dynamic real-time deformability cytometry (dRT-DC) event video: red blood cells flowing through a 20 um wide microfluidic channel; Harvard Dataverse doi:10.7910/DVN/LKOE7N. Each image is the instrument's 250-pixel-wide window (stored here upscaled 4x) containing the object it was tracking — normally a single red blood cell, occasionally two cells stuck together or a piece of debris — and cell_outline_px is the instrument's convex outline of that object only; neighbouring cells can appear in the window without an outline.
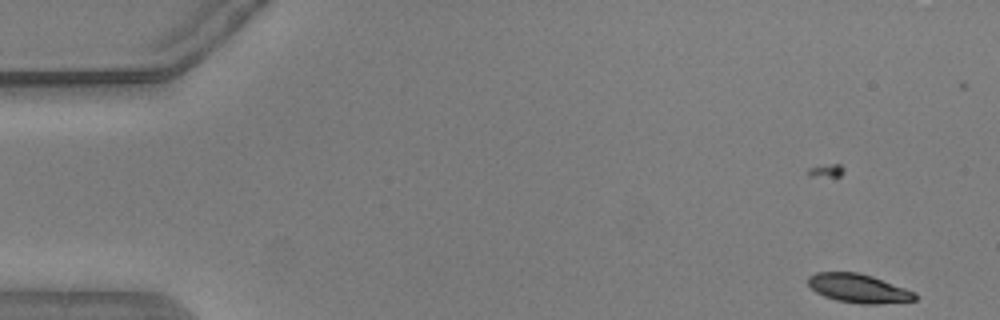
{"species": "common noctule bat (a hibernating species)", "species_latin": "Nyctalus noctula", "temperature_condition": "warm", "stored_images_in_passage": 54, "camera_frame_rate_fps": 3000, "um_per_image_px": 0.085, "animal": {"sex": "male", "body_mass_g": 20.5, "forearm_length_mm": 52.5}, "frame": {"image": 1, "passage_image": 1, "time_ms": 0.0, "image_size_px": [1000, 320], "cell_outline_px": [[916, 300], [876, 304], [860, 304], [836, 300], [824, 296], [816, 292], [808, 284], [808, 276], [816, 272], [856, 272], [872, 276], [916, 292]], "centroid_in_image_um": [72.96, 24.51], "position_along_channel_um": 12.0, "area_um2": 17.86}}
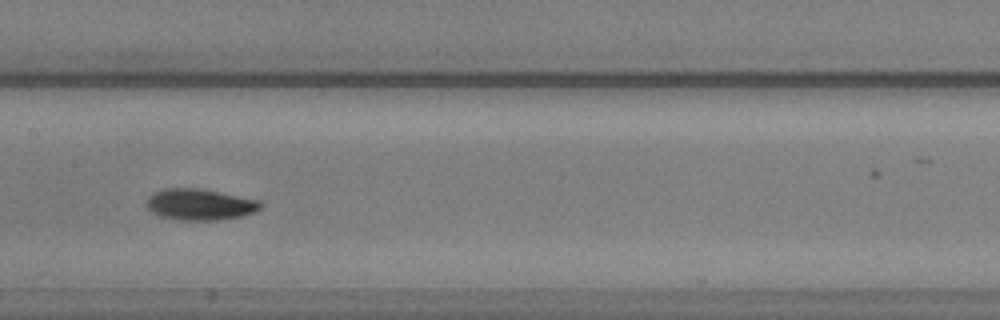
{"frame": {"image": 2, "passage_image": 26, "time_ms": 8.333, "image_size_px": [1000, 320], "cell_outline_px": [[264, 204], [256, 212], [244, 216], [220, 220], [180, 220], [160, 216], [152, 212], [148, 208], [148, 196], [152, 192], [164, 188], [196, 188], [260, 200]], "centroid_in_image_um": [17.01, 17.39], "position_along_channel_um": 190.4, "area_um2": 20.81}}
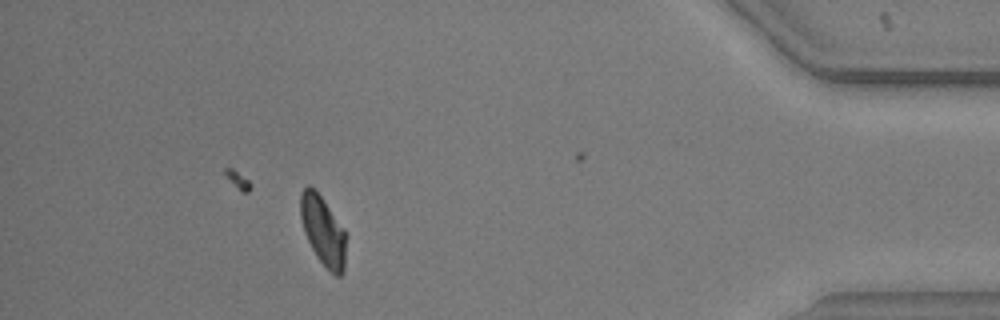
{"frame": {"image": 3, "passage_image": 48, "time_ms": 15.667, "image_size_px": [1000, 320], "cell_outline_px": [[344, 272], [340, 276], [336, 276], [316, 256], [304, 232], [300, 216], [300, 196], [304, 188], [308, 184], [320, 196], [344, 228]], "centroid_in_image_um": [27.43, 19.61], "position_along_channel_um": 407.8, "area_um2": 17.8}, "authors_computed_cell_mechanics": {"area_um2": 19.2474, "velocity_mm_per_s": 3.6659, "shape_relaxation_time_tau1_ms": 2.4157, "shape_relaxation_time_tau2_ms": 2.1731, "deformation_change_tau1": 0.1055, "deformation_change_tau2": 0.0507}}